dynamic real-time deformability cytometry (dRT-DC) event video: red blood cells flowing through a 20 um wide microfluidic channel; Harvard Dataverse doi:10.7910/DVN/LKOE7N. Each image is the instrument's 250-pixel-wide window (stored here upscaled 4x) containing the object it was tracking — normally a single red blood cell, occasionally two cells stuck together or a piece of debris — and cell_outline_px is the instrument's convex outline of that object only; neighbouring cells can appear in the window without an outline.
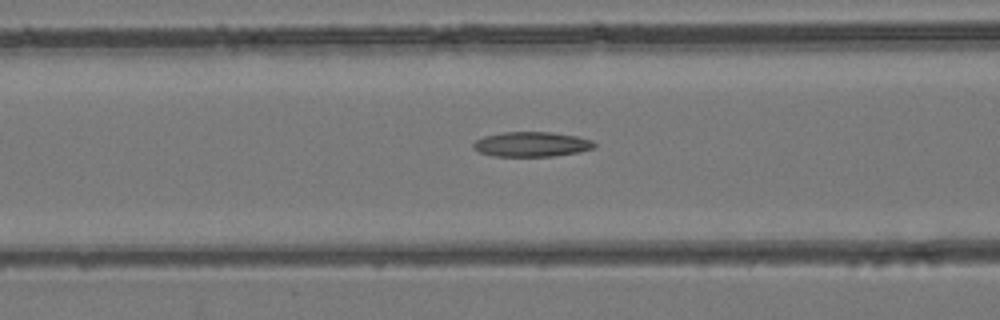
{"species": "common noctule bat (a hibernating species)", "species_latin": "Nyctalus noctula", "temperature_condition": "room temperature", "stored_images_in_passage": 17, "camera_frame_rate_fps": 3000, "um_per_image_px": 0.085, "animal": {"sex": "female", "body_mass_g": 24.6, "forearm_length_mm": 56.2}, "frame": {"image": 1, "passage_image": 8, "time_ms": 2.333, "image_size_px": [1000, 320], "cell_outline_px": [[596, 148], [576, 152], [552, 156], [492, 156], [480, 152], [472, 148], [472, 144], [476, 140], [484, 136], [504, 132], [552, 132], [576, 136], [592, 140], [596, 144]], "centroid_in_image_um": [45.17, 12.26], "position_along_channel_um": 121.4, "area_um2": 17.51}}
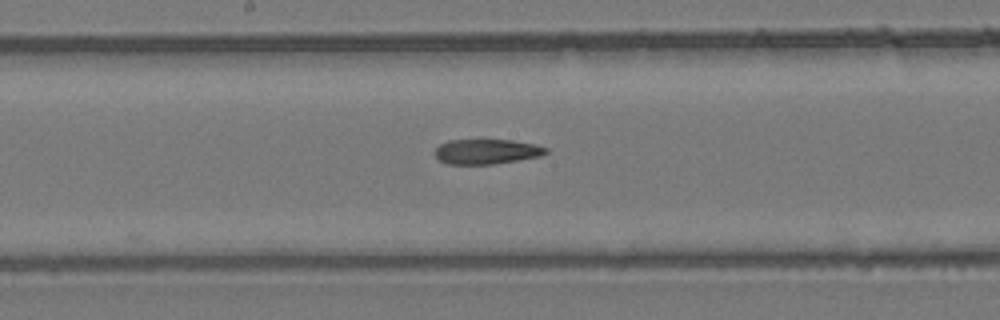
{"frame": {"image": 2, "passage_image": 14, "time_ms": 4.333, "image_size_px": [1000, 320], "cell_outline_px": [[548, 152], [540, 156], [492, 164], [448, 164], [440, 160], [436, 156], [436, 148], [440, 144], [448, 140], [512, 140], [536, 144], [548, 148]], "centroid_in_image_um": [41.38, 12.87], "position_along_channel_um": 206.8, "area_um2": 16.01}}
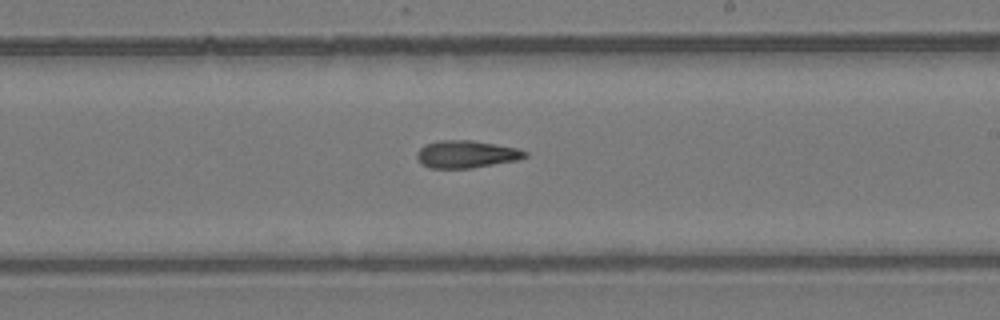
{"frame": {"image": 3, "passage_image": 17, "time_ms": 5.333, "image_size_px": [1000, 320], "cell_outline_px": [[528, 156], [516, 160], [472, 168], [428, 168], [416, 156], [416, 152], [424, 144], [440, 140], [472, 140], [516, 148], [528, 152]], "centroid_in_image_um": [39.62, 13.1], "position_along_channel_um": 249.4, "area_um2": 17.17}}